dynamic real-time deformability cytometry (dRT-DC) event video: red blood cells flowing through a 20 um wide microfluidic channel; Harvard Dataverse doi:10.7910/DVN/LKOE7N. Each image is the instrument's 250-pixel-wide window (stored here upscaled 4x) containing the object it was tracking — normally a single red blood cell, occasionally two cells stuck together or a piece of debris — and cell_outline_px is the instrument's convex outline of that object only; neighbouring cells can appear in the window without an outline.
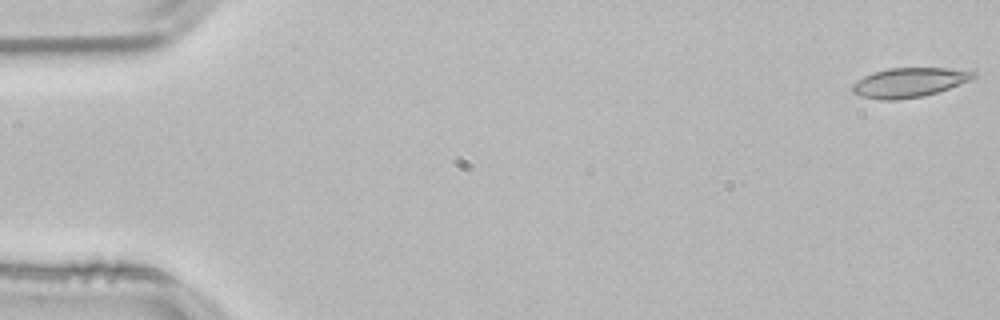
{"species": "common noctule bat (a hibernating species)", "species_latin": "Nyctalus noctula", "temperature_condition": "room temperature", "stored_images_in_passage": 11, "camera_frame_rate_fps": 3000, "um_per_image_px": 0.085, "animal": {"sex": "male", "body_mass_g": 21.5, "forearm_length_mm": 52.0}, "frame": {"image": 1, "passage_image": 1, "time_ms": 0.0, "image_size_px": [1000, 320], "cell_outline_px": [[976, 76], [968, 80], [948, 88], [936, 92], [920, 96], [896, 100], [880, 100], [860, 96], [852, 92], [852, 84], [864, 76], [872, 72], [888, 68], [948, 68], [976, 72]], "centroid_in_image_um": [77.21, 7.0], "position_along_channel_um": 7.8, "area_um2": 20.52}}